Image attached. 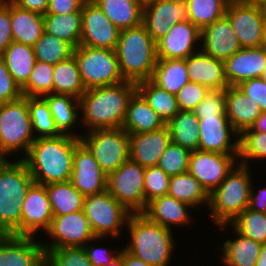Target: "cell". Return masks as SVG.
Returning <instances> with one entry per match:
<instances>
[{
	"label": "cell",
	"mask_w": 266,
	"mask_h": 266,
	"mask_svg": "<svg viewBox=\"0 0 266 266\" xmlns=\"http://www.w3.org/2000/svg\"><path fill=\"white\" fill-rule=\"evenodd\" d=\"M239 1L247 4H258V5H264L266 3V0H239Z\"/></svg>",
	"instance_id": "obj_63"
},
{
	"label": "cell",
	"mask_w": 266,
	"mask_h": 266,
	"mask_svg": "<svg viewBox=\"0 0 266 266\" xmlns=\"http://www.w3.org/2000/svg\"><path fill=\"white\" fill-rule=\"evenodd\" d=\"M130 241L124 247L129 253L151 266H169L176 248L173 229L150 221L144 214H131L127 225Z\"/></svg>",
	"instance_id": "obj_3"
},
{
	"label": "cell",
	"mask_w": 266,
	"mask_h": 266,
	"mask_svg": "<svg viewBox=\"0 0 266 266\" xmlns=\"http://www.w3.org/2000/svg\"><path fill=\"white\" fill-rule=\"evenodd\" d=\"M185 60L191 82L199 83L209 90H223L228 87L223 60L216 59L201 50H197Z\"/></svg>",
	"instance_id": "obj_25"
},
{
	"label": "cell",
	"mask_w": 266,
	"mask_h": 266,
	"mask_svg": "<svg viewBox=\"0 0 266 266\" xmlns=\"http://www.w3.org/2000/svg\"><path fill=\"white\" fill-rule=\"evenodd\" d=\"M53 216L67 215L83 210L84 195L72 182H59L45 185Z\"/></svg>",
	"instance_id": "obj_38"
},
{
	"label": "cell",
	"mask_w": 266,
	"mask_h": 266,
	"mask_svg": "<svg viewBox=\"0 0 266 266\" xmlns=\"http://www.w3.org/2000/svg\"><path fill=\"white\" fill-rule=\"evenodd\" d=\"M238 155L199 149L191 151L188 172L200 182L201 186L210 195L237 164Z\"/></svg>",
	"instance_id": "obj_14"
},
{
	"label": "cell",
	"mask_w": 266,
	"mask_h": 266,
	"mask_svg": "<svg viewBox=\"0 0 266 266\" xmlns=\"http://www.w3.org/2000/svg\"><path fill=\"white\" fill-rule=\"evenodd\" d=\"M5 2V0H0V6Z\"/></svg>",
	"instance_id": "obj_67"
},
{
	"label": "cell",
	"mask_w": 266,
	"mask_h": 266,
	"mask_svg": "<svg viewBox=\"0 0 266 266\" xmlns=\"http://www.w3.org/2000/svg\"><path fill=\"white\" fill-rule=\"evenodd\" d=\"M200 40L201 30L189 20L181 21L156 42L157 58L186 59L197 52Z\"/></svg>",
	"instance_id": "obj_21"
},
{
	"label": "cell",
	"mask_w": 266,
	"mask_h": 266,
	"mask_svg": "<svg viewBox=\"0 0 266 266\" xmlns=\"http://www.w3.org/2000/svg\"><path fill=\"white\" fill-rule=\"evenodd\" d=\"M82 34L80 45L115 50L120 36L117 28L92 0H86L81 10Z\"/></svg>",
	"instance_id": "obj_15"
},
{
	"label": "cell",
	"mask_w": 266,
	"mask_h": 266,
	"mask_svg": "<svg viewBox=\"0 0 266 266\" xmlns=\"http://www.w3.org/2000/svg\"><path fill=\"white\" fill-rule=\"evenodd\" d=\"M263 46L266 47V15H265V21H264V42Z\"/></svg>",
	"instance_id": "obj_64"
},
{
	"label": "cell",
	"mask_w": 266,
	"mask_h": 266,
	"mask_svg": "<svg viewBox=\"0 0 266 266\" xmlns=\"http://www.w3.org/2000/svg\"><path fill=\"white\" fill-rule=\"evenodd\" d=\"M17 6L34 11L40 14H46L49 0H12Z\"/></svg>",
	"instance_id": "obj_58"
},
{
	"label": "cell",
	"mask_w": 266,
	"mask_h": 266,
	"mask_svg": "<svg viewBox=\"0 0 266 266\" xmlns=\"http://www.w3.org/2000/svg\"><path fill=\"white\" fill-rule=\"evenodd\" d=\"M170 179L158 166L147 167L144 175V190L146 198V208L150 201L157 197L167 195L169 191Z\"/></svg>",
	"instance_id": "obj_49"
},
{
	"label": "cell",
	"mask_w": 266,
	"mask_h": 266,
	"mask_svg": "<svg viewBox=\"0 0 266 266\" xmlns=\"http://www.w3.org/2000/svg\"><path fill=\"white\" fill-rule=\"evenodd\" d=\"M36 61L56 65L73 56L74 48L66 41L46 32L37 40L33 46Z\"/></svg>",
	"instance_id": "obj_44"
},
{
	"label": "cell",
	"mask_w": 266,
	"mask_h": 266,
	"mask_svg": "<svg viewBox=\"0 0 266 266\" xmlns=\"http://www.w3.org/2000/svg\"><path fill=\"white\" fill-rule=\"evenodd\" d=\"M168 195L195 208L205 204L209 206V194L189 172L171 177Z\"/></svg>",
	"instance_id": "obj_40"
},
{
	"label": "cell",
	"mask_w": 266,
	"mask_h": 266,
	"mask_svg": "<svg viewBox=\"0 0 266 266\" xmlns=\"http://www.w3.org/2000/svg\"><path fill=\"white\" fill-rule=\"evenodd\" d=\"M83 211L94 235L105 239L119 238L131 215L107 190L85 196Z\"/></svg>",
	"instance_id": "obj_10"
},
{
	"label": "cell",
	"mask_w": 266,
	"mask_h": 266,
	"mask_svg": "<svg viewBox=\"0 0 266 266\" xmlns=\"http://www.w3.org/2000/svg\"><path fill=\"white\" fill-rule=\"evenodd\" d=\"M266 66V47H245L224 61L225 78L228 86L262 77Z\"/></svg>",
	"instance_id": "obj_22"
},
{
	"label": "cell",
	"mask_w": 266,
	"mask_h": 266,
	"mask_svg": "<svg viewBox=\"0 0 266 266\" xmlns=\"http://www.w3.org/2000/svg\"><path fill=\"white\" fill-rule=\"evenodd\" d=\"M0 56L14 81L22 87L28 81L36 62L33 46L13 41Z\"/></svg>",
	"instance_id": "obj_34"
},
{
	"label": "cell",
	"mask_w": 266,
	"mask_h": 266,
	"mask_svg": "<svg viewBox=\"0 0 266 266\" xmlns=\"http://www.w3.org/2000/svg\"><path fill=\"white\" fill-rule=\"evenodd\" d=\"M151 80L167 92L176 95L190 81L186 60L157 58Z\"/></svg>",
	"instance_id": "obj_33"
},
{
	"label": "cell",
	"mask_w": 266,
	"mask_h": 266,
	"mask_svg": "<svg viewBox=\"0 0 266 266\" xmlns=\"http://www.w3.org/2000/svg\"><path fill=\"white\" fill-rule=\"evenodd\" d=\"M54 65L36 61L28 81L21 87L24 97H43L53 93Z\"/></svg>",
	"instance_id": "obj_45"
},
{
	"label": "cell",
	"mask_w": 266,
	"mask_h": 266,
	"mask_svg": "<svg viewBox=\"0 0 266 266\" xmlns=\"http://www.w3.org/2000/svg\"><path fill=\"white\" fill-rule=\"evenodd\" d=\"M166 124L136 90L127 105V114L122 128L128 134L146 133L160 129Z\"/></svg>",
	"instance_id": "obj_28"
},
{
	"label": "cell",
	"mask_w": 266,
	"mask_h": 266,
	"mask_svg": "<svg viewBox=\"0 0 266 266\" xmlns=\"http://www.w3.org/2000/svg\"><path fill=\"white\" fill-rule=\"evenodd\" d=\"M120 30L142 23L143 6L137 0H92Z\"/></svg>",
	"instance_id": "obj_32"
},
{
	"label": "cell",
	"mask_w": 266,
	"mask_h": 266,
	"mask_svg": "<svg viewBox=\"0 0 266 266\" xmlns=\"http://www.w3.org/2000/svg\"><path fill=\"white\" fill-rule=\"evenodd\" d=\"M209 89L199 83L189 81L175 95L180 111H193L204 99Z\"/></svg>",
	"instance_id": "obj_51"
},
{
	"label": "cell",
	"mask_w": 266,
	"mask_h": 266,
	"mask_svg": "<svg viewBox=\"0 0 266 266\" xmlns=\"http://www.w3.org/2000/svg\"><path fill=\"white\" fill-rule=\"evenodd\" d=\"M108 176L102 171L90 150L81 142L73 157L70 181L84 196L99 194L107 190Z\"/></svg>",
	"instance_id": "obj_19"
},
{
	"label": "cell",
	"mask_w": 266,
	"mask_h": 266,
	"mask_svg": "<svg viewBox=\"0 0 266 266\" xmlns=\"http://www.w3.org/2000/svg\"><path fill=\"white\" fill-rule=\"evenodd\" d=\"M130 159L142 167L157 166L160 157L171 142L168 127L146 133L129 134Z\"/></svg>",
	"instance_id": "obj_24"
},
{
	"label": "cell",
	"mask_w": 266,
	"mask_h": 266,
	"mask_svg": "<svg viewBox=\"0 0 266 266\" xmlns=\"http://www.w3.org/2000/svg\"><path fill=\"white\" fill-rule=\"evenodd\" d=\"M80 140L107 176L130 158L129 134L122 127L85 131Z\"/></svg>",
	"instance_id": "obj_9"
},
{
	"label": "cell",
	"mask_w": 266,
	"mask_h": 266,
	"mask_svg": "<svg viewBox=\"0 0 266 266\" xmlns=\"http://www.w3.org/2000/svg\"><path fill=\"white\" fill-rule=\"evenodd\" d=\"M123 266H151V265H148L144 261L140 260L138 257L129 253L123 247Z\"/></svg>",
	"instance_id": "obj_59"
},
{
	"label": "cell",
	"mask_w": 266,
	"mask_h": 266,
	"mask_svg": "<svg viewBox=\"0 0 266 266\" xmlns=\"http://www.w3.org/2000/svg\"><path fill=\"white\" fill-rule=\"evenodd\" d=\"M115 51L125 81L137 84L152 78L157 62L156 42L143 23L122 29Z\"/></svg>",
	"instance_id": "obj_5"
},
{
	"label": "cell",
	"mask_w": 266,
	"mask_h": 266,
	"mask_svg": "<svg viewBox=\"0 0 266 266\" xmlns=\"http://www.w3.org/2000/svg\"><path fill=\"white\" fill-rule=\"evenodd\" d=\"M258 192H255L251 188L250 195V205L249 208L256 212L266 213V187L258 189Z\"/></svg>",
	"instance_id": "obj_57"
},
{
	"label": "cell",
	"mask_w": 266,
	"mask_h": 266,
	"mask_svg": "<svg viewBox=\"0 0 266 266\" xmlns=\"http://www.w3.org/2000/svg\"><path fill=\"white\" fill-rule=\"evenodd\" d=\"M190 208L194 207L167 194L150 201L142 214L150 221L171 229L173 225L182 227L191 222Z\"/></svg>",
	"instance_id": "obj_27"
},
{
	"label": "cell",
	"mask_w": 266,
	"mask_h": 266,
	"mask_svg": "<svg viewBox=\"0 0 266 266\" xmlns=\"http://www.w3.org/2000/svg\"><path fill=\"white\" fill-rule=\"evenodd\" d=\"M44 31L68 42L74 49L81 43V12L65 14H44Z\"/></svg>",
	"instance_id": "obj_35"
},
{
	"label": "cell",
	"mask_w": 266,
	"mask_h": 266,
	"mask_svg": "<svg viewBox=\"0 0 266 266\" xmlns=\"http://www.w3.org/2000/svg\"><path fill=\"white\" fill-rule=\"evenodd\" d=\"M11 30L14 42L34 46L43 35V14L17 6L11 0Z\"/></svg>",
	"instance_id": "obj_30"
},
{
	"label": "cell",
	"mask_w": 266,
	"mask_h": 266,
	"mask_svg": "<svg viewBox=\"0 0 266 266\" xmlns=\"http://www.w3.org/2000/svg\"><path fill=\"white\" fill-rule=\"evenodd\" d=\"M200 119L214 115H226L225 89L209 90L204 99L193 110Z\"/></svg>",
	"instance_id": "obj_50"
},
{
	"label": "cell",
	"mask_w": 266,
	"mask_h": 266,
	"mask_svg": "<svg viewBox=\"0 0 266 266\" xmlns=\"http://www.w3.org/2000/svg\"><path fill=\"white\" fill-rule=\"evenodd\" d=\"M250 171L249 166L237 162L223 182L209 195L210 216L217 226L230 224L249 207L251 188H254Z\"/></svg>",
	"instance_id": "obj_6"
},
{
	"label": "cell",
	"mask_w": 266,
	"mask_h": 266,
	"mask_svg": "<svg viewBox=\"0 0 266 266\" xmlns=\"http://www.w3.org/2000/svg\"><path fill=\"white\" fill-rule=\"evenodd\" d=\"M86 0H49L46 14H65L81 12Z\"/></svg>",
	"instance_id": "obj_56"
},
{
	"label": "cell",
	"mask_w": 266,
	"mask_h": 266,
	"mask_svg": "<svg viewBox=\"0 0 266 266\" xmlns=\"http://www.w3.org/2000/svg\"><path fill=\"white\" fill-rule=\"evenodd\" d=\"M136 91V83H122L87 89L79 98L80 122L88 132L95 129H115L123 126L127 105Z\"/></svg>",
	"instance_id": "obj_2"
},
{
	"label": "cell",
	"mask_w": 266,
	"mask_h": 266,
	"mask_svg": "<svg viewBox=\"0 0 266 266\" xmlns=\"http://www.w3.org/2000/svg\"><path fill=\"white\" fill-rule=\"evenodd\" d=\"M28 108L33 134L36 139L62 135L58 131L49 106L43 97H28Z\"/></svg>",
	"instance_id": "obj_42"
},
{
	"label": "cell",
	"mask_w": 266,
	"mask_h": 266,
	"mask_svg": "<svg viewBox=\"0 0 266 266\" xmlns=\"http://www.w3.org/2000/svg\"><path fill=\"white\" fill-rule=\"evenodd\" d=\"M184 20H188L185 0H155L143 6L142 23L155 42Z\"/></svg>",
	"instance_id": "obj_18"
},
{
	"label": "cell",
	"mask_w": 266,
	"mask_h": 266,
	"mask_svg": "<svg viewBox=\"0 0 266 266\" xmlns=\"http://www.w3.org/2000/svg\"><path fill=\"white\" fill-rule=\"evenodd\" d=\"M79 138L69 135L37 138L21 159L27 165L35 183L48 185L71 179L75 148Z\"/></svg>",
	"instance_id": "obj_1"
},
{
	"label": "cell",
	"mask_w": 266,
	"mask_h": 266,
	"mask_svg": "<svg viewBox=\"0 0 266 266\" xmlns=\"http://www.w3.org/2000/svg\"><path fill=\"white\" fill-rule=\"evenodd\" d=\"M53 214L45 185L33 183L22 205L19 236L35 237L37 232L49 229Z\"/></svg>",
	"instance_id": "obj_16"
},
{
	"label": "cell",
	"mask_w": 266,
	"mask_h": 266,
	"mask_svg": "<svg viewBox=\"0 0 266 266\" xmlns=\"http://www.w3.org/2000/svg\"><path fill=\"white\" fill-rule=\"evenodd\" d=\"M22 96L21 87L14 81L0 56V104L18 100Z\"/></svg>",
	"instance_id": "obj_52"
},
{
	"label": "cell",
	"mask_w": 266,
	"mask_h": 266,
	"mask_svg": "<svg viewBox=\"0 0 266 266\" xmlns=\"http://www.w3.org/2000/svg\"><path fill=\"white\" fill-rule=\"evenodd\" d=\"M136 90L165 124L180 111L175 94L167 92L151 79L138 82Z\"/></svg>",
	"instance_id": "obj_37"
},
{
	"label": "cell",
	"mask_w": 266,
	"mask_h": 266,
	"mask_svg": "<svg viewBox=\"0 0 266 266\" xmlns=\"http://www.w3.org/2000/svg\"><path fill=\"white\" fill-rule=\"evenodd\" d=\"M262 78L265 80V82H266V66H265V69H264V72H263V74H262Z\"/></svg>",
	"instance_id": "obj_66"
},
{
	"label": "cell",
	"mask_w": 266,
	"mask_h": 266,
	"mask_svg": "<svg viewBox=\"0 0 266 266\" xmlns=\"http://www.w3.org/2000/svg\"><path fill=\"white\" fill-rule=\"evenodd\" d=\"M82 82L87 89L124 82L115 50L79 45L73 51Z\"/></svg>",
	"instance_id": "obj_8"
},
{
	"label": "cell",
	"mask_w": 266,
	"mask_h": 266,
	"mask_svg": "<svg viewBox=\"0 0 266 266\" xmlns=\"http://www.w3.org/2000/svg\"><path fill=\"white\" fill-rule=\"evenodd\" d=\"M50 242H43L44 250L59 248L84 247L87 242H96L103 237H96L91 229L84 211H76L67 215L53 216L49 229L46 231Z\"/></svg>",
	"instance_id": "obj_12"
},
{
	"label": "cell",
	"mask_w": 266,
	"mask_h": 266,
	"mask_svg": "<svg viewBox=\"0 0 266 266\" xmlns=\"http://www.w3.org/2000/svg\"><path fill=\"white\" fill-rule=\"evenodd\" d=\"M233 227L241 235L261 244L266 242V213L246 208L230 224L219 225V228ZM226 226V227H225Z\"/></svg>",
	"instance_id": "obj_43"
},
{
	"label": "cell",
	"mask_w": 266,
	"mask_h": 266,
	"mask_svg": "<svg viewBox=\"0 0 266 266\" xmlns=\"http://www.w3.org/2000/svg\"><path fill=\"white\" fill-rule=\"evenodd\" d=\"M88 243H91V242H87L86 243L87 245L85 244L83 248L85 249L88 255V259L92 263L93 266H102V265L109 264L120 253V251H118L115 254V252L112 251L113 249L107 250L106 248L96 246V244H95V247L91 244L89 246Z\"/></svg>",
	"instance_id": "obj_55"
},
{
	"label": "cell",
	"mask_w": 266,
	"mask_h": 266,
	"mask_svg": "<svg viewBox=\"0 0 266 266\" xmlns=\"http://www.w3.org/2000/svg\"><path fill=\"white\" fill-rule=\"evenodd\" d=\"M198 127L199 150L239 154V139H236L239 138V134L234 130L226 115L204 117L199 120ZM233 137L235 141L232 140Z\"/></svg>",
	"instance_id": "obj_17"
},
{
	"label": "cell",
	"mask_w": 266,
	"mask_h": 266,
	"mask_svg": "<svg viewBox=\"0 0 266 266\" xmlns=\"http://www.w3.org/2000/svg\"><path fill=\"white\" fill-rule=\"evenodd\" d=\"M45 266H93L83 247L44 250Z\"/></svg>",
	"instance_id": "obj_48"
},
{
	"label": "cell",
	"mask_w": 266,
	"mask_h": 266,
	"mask_svg": "<svg viewBox=\"0 0 266 266\" xmlns=\"http://www.w3.org/2000/svg\"><path fill=\"white\" fill-rule=\"evenodd\" d=\"M35 139L28 97L0 104V159L20 150L25 156Z\"/></svg>",
	"instance_id": "obj_7"
},
{
	"label": "cell",
	"mask_w": 266,
	"mask_h": 266,
	"mask_svg": "<svg viewBox=\"0 0 266 266\" xmlns=\"http://www.w3.org/2000/svg\"><path fill=\"white\" fill-rule=\"evenodd\" d=\"M145 169L129 158L108 175L107 191L131 214L143 213L146 209Z\"/></svg>",
	"instance_id": "obj_11"
},
{
	"label": "cell",
	"mask_w": 266,
	"mask_h": 266,
	"mask_svg": "<svg viewBox=\"0 0 266 266\" xmlns=\"http://www.w3.org/2000/svg\"><path fill=\"white\" fill-rule=\"evenodd\" d=\"M43 98L49 106L58 131L62 135H69L80 139L82 133L78 134L72 131L74 128L76 129L77 120L80 119L78 114V110H80L79 99L70 95L54 93L45 95Z\"/></svg>",
	"instance_id": "obj_29"
},
{
	"label": "cell",
	"mask_w": 266,
	"mask_h": 266,
	"mask_svg": "<svg viewBox=\"0 0 266 266\" xmlns=\"http://www.w3.org/2000/svg\"><path fill=\"white\" fill-rule=\"evenodd\" d=\"M263 6H264L265 13H266V3Z\"/></svg>",
	"instance_id": "obj_68"
},
{
	"label": "cell",
	"mask_w": 266,
	"mask_h": 266,
	"mask_svg": "<svg viewBox=\"0 0 266 266\" xmlns=\"http://www.w3.org/2000/svg\"><path fill=\"white\" fill-rule=\"evenodd\" d=\"M225 15L230 20L242 48L263 46L266 15L263 5L230 0Z\"/></svg>",
	"instance_id": "obj_13"
},
{
	"label": "cell",
	"mask_w": 266,
	"mask_h": 266,
	"mask_svg": "<svg viewBox=\"0 0 266 266\" xmlns=\"http://www.w3.org/2000/svg\"><path fill=\"white\" fill-rule=\"evenodd\" d=\"M190 153L189 149L170 142L157 166L169 177L188 172Z\"/></svg>",
	"instance_id": "obj_47"
},
{
	"label": "cell",
	"mask_w": 266,
	"mask_h": 266,
	"mask_svg": "<svg viewBox=\"0 0 266 266\" xmlns=\"http://www.w3.org/2000/svg\"><path fill=\"white\" fill-rule=\"evenodd\" d=\"M200 44L202 52L223 61L242 48L226 15L201 30Z\"/></svg>",
	"instance_id": "obj_23"
},
{
	"label": "cell",
	"mask_w": 266,
	"mask_h": 266,
	"mask_svg": "<svg viewBox=\"0 0 266 266\" xmlns=\"http://www.w3.org/2000/svg\"><path fill=\"white\" fill-rule=\"evenodd\" d=\"M35 238L0 235V266H45L43 244Z\"/></svg>",
	"instance_id": "obj_20"
},
{
	"label": "cell",
	"mask_w": 266,
	"mask_h": 266,
	"mask_svg": "<svg viewBox=\"0 0 266 266\" xmlns=\"http://www.w3.org/2000/svg\"><path fill=\"white\" fill-rule=\"evenodd\" d=\"M225 110L229 122L239 135L251 128L262 113L257 103L237 86L225 89Z\"/></svg>",
	"instance_id": "obj_26"
},
{
	"label": "cell",
	"mask_w": 266,
	"mask_h": 266,
	"mask_svg": "<svg viewBox=\"0 0 266 266\" xmlns=\"http://www.w3.org/2000/svg\"><path fill=\"white\" fill-rule=\"evenodd\" d=\"M237 87L257 103L262 112L266 111V82L262 77L243 81Z\"/></svg>",
	"instance_id": "obj_53"
},
{
	"label": "cell",
	"mask_w": 266,
	"mask_h": 266,
	"mask_svg": "<svg viewBox=\"0 0 266 266\" xmlns=\"http://www.w3.org/2000/svg\"><path fill=\"white\" fill-rule=\"evenodd\" d=\"M251 128L255 131L266 132V111L261 113Z\"/></svg>",
	"instance_id": "obj_60"
},
{
	"label": "cell",
	"mask_w": 266,
	"mask_h": 266,
	"mask_svg": "<svg viewBox=\"0 0 266 266\" xmlns=\"http://www.w3.org/2000/svg\"><path fill=\"white\" fill-rule=\"evenodd\" d=\"M255 266H266V242L262 244Z\"/></svg>",
	"instance_id": "obj_61"
},
{
	"label": "cell",
	"mask_w": 266,
	"mask_h": 266,
	"mask_svg": "<svg viewBox=\"0 0 266 266\" xmlns=\"http://www.w3.org/2000/svg\"><path fill=\"white\" fill-rule=\"evenodd\" d=\"M238 162L249 166V161L266 159V132L249 128L239 135Z\"/></svg>",
	"instance_id": "obj_46"
},
{
	"label": "cell",
	"mask_w": 266,
	"mask_h": 266,
	"mask_svg": "<svg viewBox=\"0 0 266 266\" xmlns=\"http://www.w3.org/2000/svg\"><path fill=\"white\" fill-rule=\"evenodd\" d=\"M231 229L235 239H228L216 248L222 251L221 263L224 266H255L262 244L241 235L234 228Z\"/></svg>",
	"instance_id": "obj_31"
},
{
	"label": "cell",
	"mask_w": 266,
	"mask_h": 266,
	"mask_svg": "<svg viewBox=\"0 0 266 266\" xmlns=\"http://www.w3.org/2000/svg\"><path fill=\"white\" fill-rule=\"evenodd\" d=\"M34 180L20 158L0 159V235L19 236L22 205Z\"/></svg>",
	"instance_id": "obj_4"
},
{
	"label": "cell",
	"mask_w": 266,
	"mask_h": 266,
	"mask_svg": "<svg viewBox=\"0 0 266 266\" xmlns=\"http://www.w3.org/2000/svg\"><path fill=\"white\" fill-rule=\"evenodd\" d=\"M199 118L193 111H179L166 126L170 133L171 142L190 151L198 150Z\"/></svg>",
	"instance_id": "obj_36"
},
{
	"label": "cell",
	"mask_w": 266,
	"mask_h": 266,
	"mask_svg": "<svg viewBox=\"0 0 266 266\" xmlns=\"http://www.w3.org/2000/svg\"><path fill=\"white\" fill-rule=\"evenodd\" d=\"M188 20L200 30L225 15L230 0H185Z\"/></svg>",
	"instance_id": "obj_41"
},
{
	"label": "cell",
	"mask_w": 266,
	"mask_h": 266,
	"mask_svg": "<svg viewBox=\"0 0 266 266\" xmlns=\"http://www.w3.org/2000/svg\"><path fill=\"white\" fill-rule=\"evenodd\" d=\"M142 6L152 2V1H155V0H137Z\"/></svg>",
	"instance_id": "obj_65"
},
{
	"label": "cell",
	"mask_w": 266,
	"mask_h": 266,
	"mask_svg": "<svg viewBox=\"0 0 266 266\" xmlns=\"http://www.w3.org/2000/svg\"><path fill=\"white\" fill-rule=\"evenodd\" d=\"M53 93L80 98L86 91L74 56L58 62L53 69Z\"/></svg>",
	"instance_id": "obj_39"
},
{
	"label": "cell",
	"mask_w": 266,
	"mask_h": 266,
	"mask_svg": "<svg viewBox=\"0 0 266 266\" xmlns=\"http://www.w3.org/2000/svg\"><path fill=\"white\" fill-rule=\"evenodd\" d=\"M102 266H123V248L120 250V253L115 257L109 264Z\"/></svg>",
	"instance_id": "obj_62"
},
{
	"label": "cell",
	"mask_w": 266,
	"mask_h": 266,
	"mask_svg": "<svg viewBox=\"0 0 266 266\" xmlns=\"http://www.w3.org/2000/svg\"><path fill=\"white\" fill-rule=\"evenodd\" d=\"M11 27V0H5L0 6V55L13 42Z\"/></svg>",
	"instance_id": "obj_54"
}]
</instances>
